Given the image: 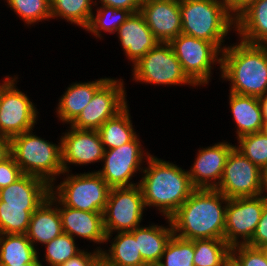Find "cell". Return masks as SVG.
Here are the masks:
<instances>
[{"instance_id":"obj_1","label":"cell","mask_w":267,"mask_h":266,"mask_svg":"<svg viewBox=\"0 0 267 266\" xmlns=\"http://www.w3.org/2000/svg\"><path fill=\"white\" fill-rule=\"evenodd\" d=\"M227 202L216 189H195L170 217L174 235L186 240H224Z\"/></svg>"},{"instance_id":"obj_2","label":"cell","mask_w":267,"mask_h":266,"mask_svg":"<svg viewBox=\"0 0 267 266\" xmlns=\"http://www.w3.org/2000/svg\"><path fill=\"white\" fill-rule=\"evenodd\" d=\"M147 168L138 184L141 187L145 207L155 206L170 218L195 190L188 171L146 153Z\"/></svg>"},{"instance_id":"obj_3","label":"cell","mask_w":267,"mask_h":266,"mask_svg":"<svg viewBox=\"0 0 267 266\" xmlns=\"http://www.w3.org/2000/svg\"><path fill=\"white\" fill-rule=\"evenodd\" d=\"M238 43L222 51L221 77L230 92L259 98L267 93V45Z\"/></svg>"},{"instance_id":"obj_4","label":"cell","mask_w":267,"mask_h":266,"mask_svg":"<svg viewBox=\"0 0 267 266\" xmlns=\"http://www.w3.org/2000/svg\"><path fill=\"white\" fill-rule=\"evenodd\" d=\"M182 34L215 44L221 51L224 37L235 28L225 0H180ZM232 29H231V28Z\"/></svg>"},{"instance_id":"obj_5","label":"cell","mask_w":267,"mask_h":266,"mask_svg":"<svg viewBox=\"0 0 267 266\" xmlns=\"http://www.w3.org/2000/svg\"><path fill=\"white\" fill-rule=\"evenodd\" d=\"M28 130L10 138L11 156L23 174L43 179L50 186L56 176L64 173L61 140L58 145L50 143Z\"/></svg>"},{"instance_id":"obj_6","label":"cell","mask_w":267,"mask_h":266,"mask_svg":"<svg viewBox=\"0 0 267 266\" xmlns=\"http://www.w3.org/2000/svg\"><path fill=\"white\" fill-rule=\"evenodd\" d=\"M51 192L67 207L103 213L111 187L97 171L66 176ZM55 190V191H54Z\"/></svg>"},{"instance_id":"obj_7","label":"cell","mask_w":267,"mask_h":266,"mask_svg":"<svg viewBox=\"0 0 267 266\" xmlns=\"http://www.w3.org/2000/svg\"><path fill=\"white\" fill-rule=\"evenodd\" d=\"M144 209L146 207L138 183L130 187L111 188L103 211L106 242L112 237L113 231L128 232L139 227Z\"/></svg>"},{"instance_id":"obj_8","label":"cell","mask_w":267,"mask_h":266,"mask_svg":"<svg viewBox=\"0 0 267 266\" xmlns=\"http://www.w3.org/2000/svg\"><path fill=\"white\" fill-rule=\"evenodd\" d=\"M133 68V80L158 85L196 86L184 73L170 43L159 42Z\"/></svg>"},{"instance_id":"obj_9","label":"cell","mask_w":267,"mask_h":266,"mask_svg":"<svg viewBox=\"0 0 267 266\" xmlns=\"http://www.w3.org/2000/svg\"><path fill=\"white\" fill-rule=\"evenodd\" d=\"M170 44L184 73L196 86L209 83L214 62L221 70L222 51L212 42L181 33Z\"/></svg>"},{"instance_id":"obj_10","label":"cell","mask_w":267,"mask_h":266,"mask_svg":"<svg viewBox=\"0 0 267 266\" xmlns=\"http://www.w3.org/2000/svg\"><path fill=\"white\" fill-rule=\"evenodd\" d=\"M16 78L0 85V135L12 138L34 128L38 111L28 96L16 88Z\"/></svg>"},{"instance_id":"obj_11","label":"cell","mask_w":267,"mask_h":266,"mask_svg":"<svg viewBox=\"0 0 267 266\" xmlns=\"http://www.w3.org/2000/svg\"><path fill=\"white\" fill-rule=\"evenodd\" d=\"M123 80L109 78L93 95L79 116L70 124L77 129L98 130L126 105Z\"/></svg>"},{"instance_id":"obj_12","label":"cell","mask_w":267,"mask_h":266,"mask_svg":"<svg viewBox=\"0 0 267 266\" xmlns=\"http://www.w3.org/2000/svg\"><path fill=\"white\" fill-rule=\"evenodd\" d=\"M267 202V194L230 198L227 202L224 240L232 247L247 244L255 233ZM239 237L243 241H239Z\"/></svg>"},{"instance_id":"obj_13","label":"cell","mask_w":267,"mask_h":266,"mask_svg":"<svg viewBox=\"0 0 267 266\" xmlns=\"http://www.w3.org/2000/svg\"><path fill=\"white\" fill-rule=\"evenodd\" d=\"M216 190L228 199L260 196L263 194L261 169L234 147Z\"/></svg>"},{"instance_id":"obj_14","label":"cell","mask_w":267,"mask_h":266,"mask_svg":"<svg viewBox=\"0 0 267 266\" xmlns=\"http://www.w3.org/2000/svg\"><path fill=\"white\" fill-rule=\"evenodd\" d=\"M138 136L127 144L104 151L102 161L105 164L97 172L111 188L137 185L130 180L134 173L143 171L140 166L145 159Z\"/></svg>"},{"instance_id":"obj_15","label":"cell","mask_w":267,"mask_h":266,"mask_svg":"<svg viewBox=\"0 0 267 266\" xmlns=\"http://www.w3.org/2000/svg\"><path fill=\"white\" fill-rule=\"evenodd\" d=\"M61 136L62 165L65 174L70 164H91L100 162L104 156V147L98 130L77 129Z\"/></svg>"},{"instance_id":"obj_16","label":"cell","mask_w":267,"mask_h":266,"mask_svg":"<svg viewBox=\"0 0 267 266\" xmlns=\"http://www.w3.org/2000/svg\"><path fill=\"white\" fill-rule=\"evenodd\" d=\"M139 12L159 42L170 43L181 34L180 0H144Z\"/></svg>"},{"instance_id":"obj_17","label":"cell","mask_w":267,"mask_h":266,"mask_svg":"<svg viewBox=\"0 0 267 266\" xmlns=\"http://www.w3.org/2000/svg\"><path fill=\"white\" fill-rule=\"evenodd\" d=\"M234 147L228 142H221L198 150L195 162L188 171L195 189L217 188L222 179L227 158Z\"/></svg>"},{"instance_id":"obj_18","label":"cell","mask_w":267,"mask_h":266,"mask_svg":"<svg viewBox=\"0 0 267 266\" xmlns=\"http://www.w3.org/2000/svg\"><path fill=\"white\" fill-rule=\"evenodd\" d=\"M54 202L58 203L57 206L64 233H67L73 238L77 235V237H83L95 243L98 242L97 244L106 243L103 213L88 212L67 207L55 195Z\"/></svg>"},{"instance_id":"obj_19","label":"cell","mask_w":267,"mask_h":266,"mask_svg":"<svg viewBox=\"0 0 267 266\" xmlns=\"http://www.w3.org/2000/svg\"><path fill=\"white\" fill-rule=\"evenodd\" d=\"M117 33L123 51L133 64L159 43L139 11L131 13Z\"/></svg>"},{"instance_id":"obj_20","label":"cell","mask_w":267,"mask_h":266,"mask_svg":"<svg viewBox=\"0 0 267 266\" xmlns=\"http://www.w3.org/2000/svg\"><path fill=\"white\" fill-rule=\"evenodd\" d=\"M50 193L51 186L43 179L23 174L12 184L0 189V201L4 205L26 206V210H36Z\"/></svg>"},{"instance_id":"obj_21","label":"cell","mask_w":267,"mask_h":266,"mask_svg":"<svg viewBox=\"0 0 267 266\" xmlns=\"http://www.w3.org/2000/svg\"><path fill=\"white\" fill-rule=\"evenodd\" d=\"M53 204L57 203H54V194L51 192L46 201L31 214L26 236L33 246L37 242L45 245L63 233L58 207Z\"/></svg>"},{"instance_id":"obj_22","label":"cell","mask_w":267,"mask_h":266,"mask_svg":"<svg viewBox=\"0 0 267 266\" xmlns=\"http://www.w3.org/2000/svg\"><path fill=\"white\" fill-rule=\"evenodd\" d=\"M240 40L255 45H267V0H256L235 18Z\"/></svg>"},{"instance_id":"obj_23","label":"cell","mask_w":267,"mask_h":266,"mask_svg":"<svg viewBox=\"0 0 267 266\" xmlns=\"http://www.w3.org/2000/svg\"><path fill=\"white\" fill-rule=\"evenodd\" d=\"M229 94L231 112L237 125V139L244 135L261 132L264 119L259 98L232 92Z\"/></svg>"},{"instance_id":"obj_24","label":"cell","mask_w":267,"mask_h":266,"mask_svg":"<svg viewBox=\"0 0 267 266\" xmlns=\"http://www.w3.org/2000/svg\"><path fill=\"white\" fill-rule=\"evenodd\" d=\"M109 78H101L92 82L73 83L59 99L57 115L65 123L71 124L84 107L92 100L95 92Z\"/></svg>"},{"instance_id":"obj_25","label":"cell","mask_w":267,"mask_h":266,"mask_svg":"<svg viewBox=\"0 0 267 266\" xmlns=\"http://www.w3.org/2000/svg\"><path fill=\"white\" fill-rule=\"evenodd\" d=\"M169 228L165 226L149 225L137 227L130 231L137 242L138 251L146 264L159 263L168 241L173 236V226L168 218Z\"/></svg>"},{"instance_id":"obj_26","label":"cell","mask_w":267,"mask_h":266,"mask_svg":"<svg viewBox=\"0 0 267 266\" xmlns=\"http://www.w3.org/2000/svg\"><path fill=\"white\" fill-rule=\"evenodd\" d=\"M130 119L127 104L98 129L104 150L120 147L131 142L137 136Z\"/></svg>"},{"instance_id":"obj_27","label":"cell","mask_w":267,"mask_h":266,"mask_svg":"<svg viewBox=\"0 0 267 266\" xmlns=\"http://www.w3.org/2000/svg\"><path fill=\"white\" fill-rule=\"evenodd\" d=\"M38 250L26 234H0V265H21L33 262Z\"/></svg>"},{"instance_id":"obj_28","label":"cell","mask_w":267,"mask_h":266,"mask_svg":"<svg viewBox=\"0 0 267 266\" xmlns=\"http://www.w3.org/2000/svg\"><path fill=\"white\" fill-rule=\"evenodd\" d=\"M108 252L101 251V257L113 266H144L134 235L128 232H117Z\"/></svg>"},{"instance_id":"obj_29","label":"cell","mask_w":267,"mask_h":266,"mask_svg":"<svg viewBox=\"0 0 267 266\" xmlns=\"http://www.w3.org/2000/svg\"><path fill=\"white\" fill-rule=\"evenodd\" d=\"M194 266H223L231 256V246L222 239H196Z\"/></svg>"},{"instance_id":"obj_30","label":"cell","mask_w":267,"mask_h":266,"mask_svg":"<svg viewBox=\"0 0 267 266\" xmlns=\"http://www.w3.org/2000/svg\"><path fill=\"white\" fill-rule=\"evenodd\" d=\"M93 0H50L51 17H61L81 28L89 25Z\"/></svg>"},{"instance_id":"obj_31","label":"cell","mask_w":267,"mask_h":266,"mask_svg":"<svg viewBox=\"0 0 267 266\" xmlns=\"http://www.w3.org/2000/svg\"><path fill=\"white\" fill-rule=\"evenodd\" d=\"M131 12L125 9L102 5L97 9V15H92L89 25L85 28L100 38L101 30L113 34L130 16Z\"/></svg>"},{"instance_id":"obj_32","label":"cell","mask_w":267,"mask_h":266,"mask_svg":"<svg viewBox=\"0 0 267 266\" xmlns=\"http://www.w3.org/2000/svg\"><path fill=\"white\" fill-rule=\"evenodd\" d=\"M34 211L0 201V234H26Z\"/></svg>"},{"instance_id":"obj_33","label":"cell","mask_w":267,"mask_h":266,"mask_svg":"<svg viewBox=\"0 0 267 266\" xmlns=\"http://www.w3.org/2000/svg\"><path fill=\"white\" fill-rule=\"evenodd\" d=\"M194 255L193 240H186L173 234L158 264L160 266H194Z\"/></svg>"},{"instance_id":"obj_34","label":"cell","mask_w":267,"mask_h":266,"mask_svg":"<svg viewBox=\"0 0 267 266\" xmlns=\"http://www.w3.org/2000/svg\"><path fill=\"white\" fill-rule=\"evenodd\" d=\"M235 148L262 169L267 164V134L263 131L238 138Z\"/></svg>"},{"instance_id":"obj_35","label":"cell","mask_w":267,"mask_h":266,"mask_svg":"<svg viewBox=\"0 0 267 266\" xmlns=\"http://www.w3.org/2000/svg\"><path fill=\"white\" fill-rule=\"evenodd\" d=\"M6 2L28 25L52 18L50 0H7Z\"/></svg>"},{"instance_id":"obj_36","label":"cell","mask_w":267,"mask_h":266,"mask_svg":"<svg viewBox=\"0 0 267 266\" xmlns=\"http://www.w3.org/2000/svg\"><path fill=\"white\" fill-rule=\"evenodd\" d=\"M45 245V261L50 266H59L81 251L76 247L75 239L64 232Z\"/></svg>"},{"instance_id":"obj_37","label":"cell","mask_w":267,"mask_h":266,"mask_svg":"<svg viewBox=\"0 0 267 266\" xmlns=\"http://www.w3.org/2000/svg\"><path fill=\"white\" fill-rule=\"evenodd\" d=\"M231 256L240 266H267L264 251L247 244L232 246Z\"/></svg>"},{"instance_id":"obj_38","label":"cell","mask_w":267,"mask_h":266,"mask_svg":"<svg viewBox=\"0 0 267 266\" xmlns=\"http://www.w3.org/2000/svg\"><path fill=\"white\" fill-rule=\"evenodd\" d=\"M23 175L22 170L10 155L0 162V189L7 187Z\"/></svg>"},{"instance_id":"obj_39","label":"cell","mask_w":267,"mask_h":266,"mask_svg":"<svg viewBox=\"0 0 267 266\" xmlns=\"http://www.w3.org/2000/svg\"><path fill=\"white\" fill-rule=\"evenodd\" d=\"M247 245L256 248L267 246V202L265 203L261 219L257 224L255 233Z\"/></svg>"},{"instance_id":"obj_40","label":"cell","mask_w":267,"mask_h":266,"mask_svg":"<svg viewBox=\"0 0 267 266\" xmlns=\"http://www.w3.org/2000/svg\"><path fill=\"white\" fill-rule=\"evenodd\" d=\"M98 249L93 253L81 250L77 255L71 257L68 261L59 266H94L101 256L102 249Z\"/></svg>"},{"instance_id":"obj_41","label":"cell","mask_w":267,"mask_h":266,"mask_svg":"<svg viewBox=\"0 0 267 266\" xmlns=\"http://www.w3.org/2000/svg\"><path fill=\"white\" fill-rule=\"evenodd\" d=\"M101 5L120 8L130 11L131 13L138 12L142 4V0H100Z\"/></svg>"},{"instance_id":"obj_42","label":"cell","mask_w":267,"mask_h":266,"mask_svg":"<svg viewBox=\"0 0 267 266\" xmlns=\"http://www.w3.org/2000/svg\"><path fill=\"white\" fill-rule=\"evenodd\" d=\"M256 0H225L228 12L236 18L242 11H244L250 4Z\"/></svg>"},{"instance_id":"obj_43","label":"cell","mask_w":267,"mask_h":266,"mask_svg":"<svg viewBox=\"0 0 267 266\" xmlns=\"http://www.w3.org/2000/svg\"><path fill=\"white\" fill-rule=\"evenodd\" d=\"M10 155V138L0 135V162L4 161Z\"/></svg>"},{"instance_id":"obj_44","label":"cell","mask_w":267,"mask_h":266,"mask_svg":"<svg viewBox=\"0 0 267 266\" xmlns=\"http://www.w3.org/2000/svg\"><path fill=\"white\" fill-rule=\"evenodd\" d=\"M264 121H267V93L259 97Z\"/></svg>"},{"instance_id":"obj_45","label":"cell","mask_w":267,"mask_h":266,"mask_svg":"<svg viewBox=\"0 0 267 266\" xmlns=\"http://www.w3.org/2000/svg\"><path fill=\"white\" fill-rule=\"evenodd\" d=\"M261 184L263 192H267V164L261 169Z\"/></svg>"},{"instance_id":"obj_46","label":"cell","mask_w":267,"mask_h":266,"mask_svg":"<svg viewBox=\"0 0 267 266\" xmlns=\"http://www.w3.org/2000/svg\"><path fill=\"white\" fill-rule=\"evenodd\" d=\"M0 266H43L40 262L39 258L37 257L33 262L21 264V265H0Z\"/></svg>"},{"instance_id":"obj_47","label":"cell","mask_w":267,"mask_h":266,"mask_svg":"<svg viewBox=\"0 0 267 266\" xmlns=\"http://www.w3.org/2000/svg\"><path fill=\"white\" fill-rule=\"evenodd\" d=\"M223 266H240L238 264V262L232 257L230 256L224 263Z\"/></svg>"},{"instance_id":"obj_48","label":"cell","mask_w":267,"mask_h":266,"mask_svg":"<svg viewBox=\"0 0 267 266\" xmlns=\"http://www.w3.org/2000/svg\"><path fill=\"white\" fill-rule=\"evenodd\" d=\"M94 266H113V265L109 264L105 259H103L100 256L99 259L96 261Z\"/></svg>"},{"instance_id":"obj_49","label":"cell","mask_w":267,"mask_h":266,"mask_svg":"<svg viewBox=\"0 0 267 266\" xmlns=\"http://www.w3.org/2000/svg\"><path fill=\"white\" fill-rule=\"evenodd\" d=\"M262 131L267 134V121H264L263 129Z\"/></svg>"},{"instance_id":"obj_50","label":"cell","mask_w":267,"mask_h":266,"mask_svg":"<svg viewBox=\"0 0 267 266\" xmlns=\"http://www.w3.org/2000/svg\"><path fill=\"white\" fill-rule=\"evenodd\" d=\"M263 251H264V254H265V258L267 260V246H264L261 248Z\"/></svg>"},{"instance_id":"obj_51","label":"cell","mask_w":267,"mask_h":266,"mask_svg":"<svg viewBox=\"0 0 267 266\" xmlns=\"http://www.w3.org/2000/svg\"><path fill=\"white\" fill-rule=\"evenodd\" d=\"M144 266H160L158 263H154V264H146Z\"/></svg>"}]
</instances>
